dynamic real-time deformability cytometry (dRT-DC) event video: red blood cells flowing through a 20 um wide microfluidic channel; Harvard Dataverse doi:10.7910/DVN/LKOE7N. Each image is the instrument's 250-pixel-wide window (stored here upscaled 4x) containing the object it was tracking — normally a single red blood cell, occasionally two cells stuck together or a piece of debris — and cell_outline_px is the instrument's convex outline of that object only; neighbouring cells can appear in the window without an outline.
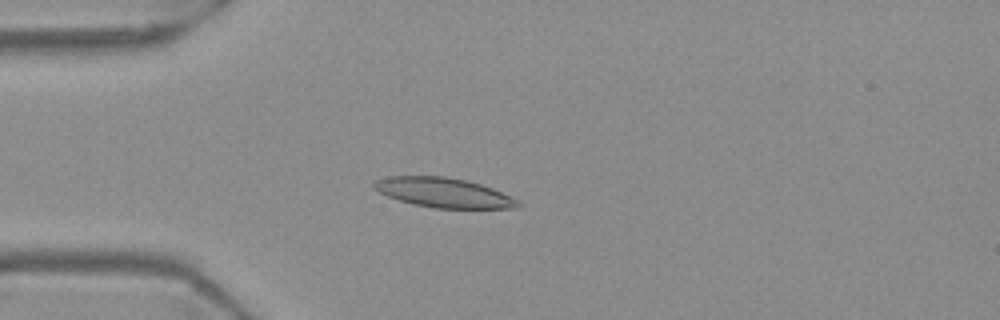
{"species": "Egyptian fruit bat (a non-hibernating species)", "species_latin": "Rousettus aegyptiacus", "temperature_condition": "warm", "stored_images_in_passage": 55, "camera_frame_rate_fps": 3000, "um_per_image_px": 0.085, "frame": {"image": 1, "passage_image": 15, "time_ms": 4.667, "image_size_px": [1000, 320], "cell_outline_px": [[524, 204], [520, 208], [436, 208], [412, 204], [388, 196], [372, 188], [372, 184], [376, 180], [388, 176], [444, 176], [468, 180], [492, 188], [520, 200]], "centroid_in_image_um": [37.75, 16.37], "position_along_channel_um": 47.3, "area_um2": 25.03}}
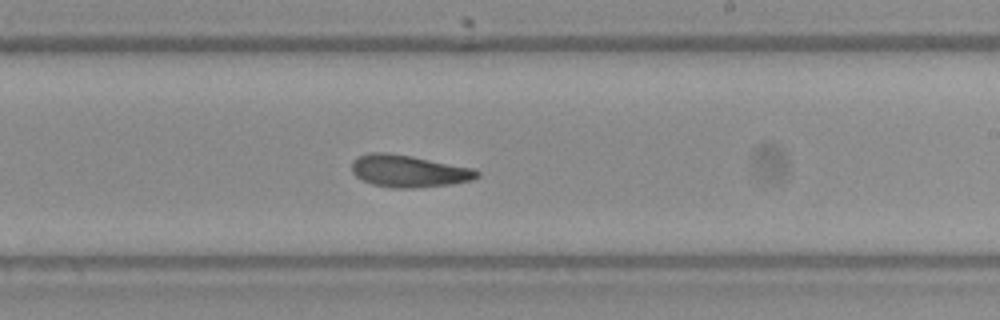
{"frame": {"image": 2, "passage_image": 33, "time_ms": 10.667, "image_size_px": [1000, 320], "cell_outline_px": [[480, 176], [472, 180], [452, 184], [412, 188], [392, 188], [372, 184], [356, 176], [352, 172], [352, 160], [356, 156], [368, 152], [388, 152], [412, 156], [476, 168], [480, 172]], "centroid_in_image_um": [34.75, 14.53], "position_along_channel_um": 254.2, "area_um2": 23.81}}
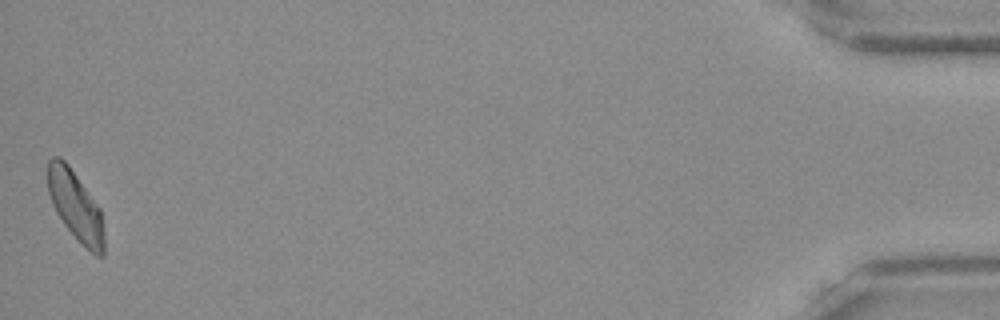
{"frame": {"image": 3, "passage_image": 55, "time_ms": 18.0, "image_size_px": [1000, 320], "cell_outline_px": [[104, 256], [96, 256], [64, 224], [56, 212], [52, 204], [48, 192], [48, 160], [52, 156], [60, 156], [68, 164], [100, 208], [104, 232]], "centroid_in_image_um": [6.41, 17.46], "position_along_channel_um": 428.8, "area_um2": 22.43}, "authors_computed_cell_mechanics": {"area_um2": 23.3512, "velocity_mm_per_s": 3.688, "shape_relaxation_time_tau1_ms": null, "shape_relaxation_time_tau2_ms": 2.9058, "deformation_change_tau1": null, "deformation_change_tau2": 0.0967}}